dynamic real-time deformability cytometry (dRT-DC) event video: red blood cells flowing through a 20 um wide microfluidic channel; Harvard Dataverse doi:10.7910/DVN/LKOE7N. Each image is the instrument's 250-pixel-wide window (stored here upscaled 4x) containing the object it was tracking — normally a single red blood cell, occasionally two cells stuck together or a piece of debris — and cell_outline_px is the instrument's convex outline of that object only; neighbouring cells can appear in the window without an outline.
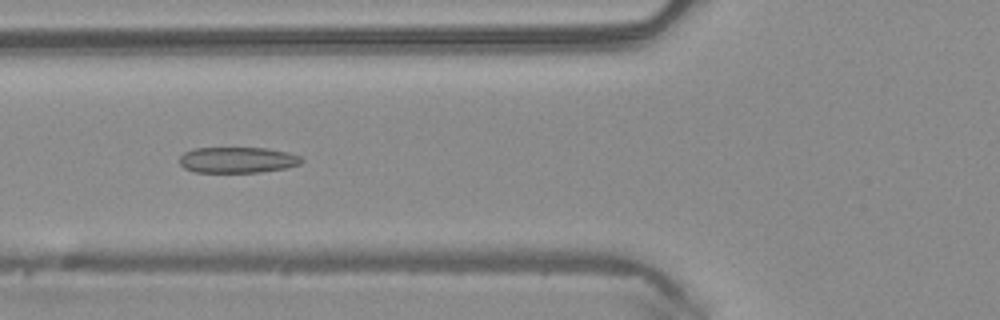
{"species": "common noctule bat (a hibernating species)", "species_latin": "Nyctalus noctula", "temperature_condition": "warm", "stored_images_in_passage": 49, "camera_frame_rate_fps": 3000, "um_per_image_px": 0.085, "animal": {"sex": "male", "body_mass_g": 20.4}, "frame": {"image": 1, "passage_image": 19, "time_ms": 6.0, "image_size_px": [1000, 320], "cell_outline_px": [[304, 160], [300, 164], [288, 168], [260, 172], [196, 172], [184, 168], [180, 164], [180, 156], [184, 152], [192, 148], [268, 148], [288, 152], [300, 156]], "centroid_in_image_um": [20.21, 13.59], "position_along_channel_um": 105.6, "area_um2": 18.55}}
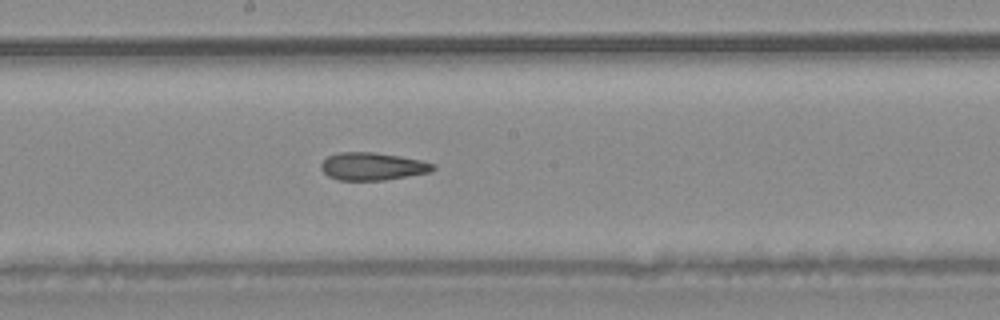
{"frame": {"image": 2, "passage_image": 27, "time_ms": 8.667, "image_size_px": [1000, 320], "cell_outline_px": [[436, 168], [432, 172], [384, 180], [340, 180], [328, 176], [320, 168], [320, 164], [328, 156], [336, 152], [372, 152], [400, 156], [420, 160], [436, 164]], "centroid_in_image_um": [31.67, 14.14], "position_along_channel_um": 216.5, "area_um2": 18.15}}
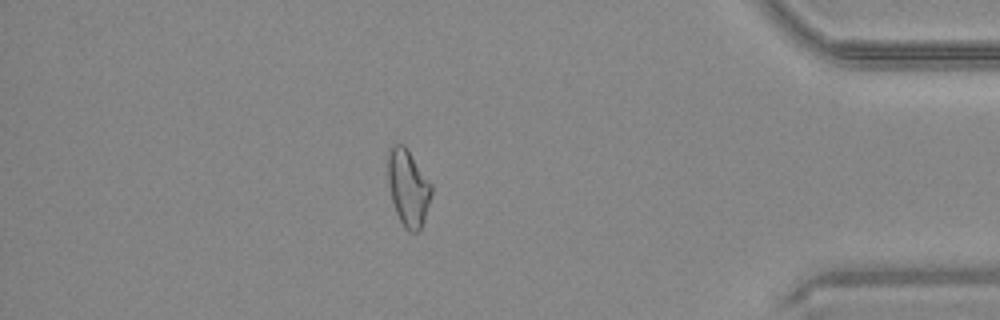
{"frame": {"image": 3, "passage_image": 43, "time_ms": 14.0, "image_size_px": [1000, 320], "cell_outline_px": [[432, 192], [424, 220], [420, 228], [416, 232], [408, 232], [404, 228], [396, 212], [392, 200], [388, 184], [388, 148], [392, 144], [404, 144], [432, 184]], "centroid_in_image_um": [34.68, 15.94], "position_along_channel_um": 400.5, "area_um2": 19.42}, "authors_computed_cell_mechanics": {"area_um2": 19.4786, "velocity_mm_per_s": 4.146, "shape_relaxation_time_tau1_ms": null, "shape_relaxation_time_tau2_ms": 3.1242, "deformation_change_tau1": null, "deformation_change_tau2": 0.1077}}